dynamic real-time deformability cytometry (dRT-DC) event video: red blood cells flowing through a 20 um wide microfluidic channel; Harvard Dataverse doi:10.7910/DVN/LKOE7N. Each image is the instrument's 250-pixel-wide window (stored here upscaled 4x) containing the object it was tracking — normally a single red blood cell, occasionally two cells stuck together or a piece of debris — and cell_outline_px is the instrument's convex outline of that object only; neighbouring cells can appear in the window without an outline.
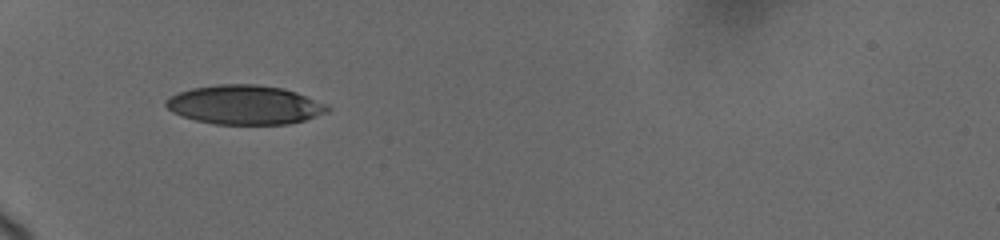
{"species": "human", "species_latin": "Homo sapiens", "temperature_condition": "cold", "stored_images_in_passage": 43, "camera_frame_rate_fps": 3000, "um_per_image_px": 0.085, "donor": {"sex": "female"}, "frame": {"image": 1, "passage_image": 1, "time_ms": 0.0, "image_size_px": [1000, 240], "cell_outline_px": [[332, 108], [328, 112], [304, 120], [288, 124], [216, 124], [196, 120], [172, 112], [164, 104], [172, 96], [180, 92], [192, 88], [220, 84], [256, 84], [284, 88], [296, 92], [324, 104]], "centroid_in_image_um": [20.82, 8.91], "position_along_channel_um": 64.2, "area_um2": 36.47}}
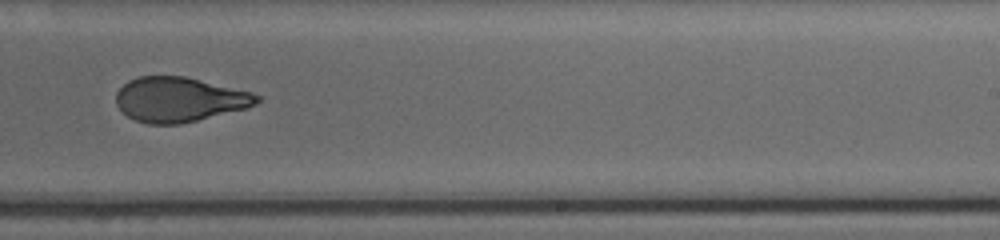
{"frame": {"image": 2, "passage_image": 25, "time_ms": 6.0, "image_size_px": [1000, 240], "cell_outline_px": [[260, 100], [256, 104], [248, 108], [180, 124], [148, 124], [136, 120], [128, 116], [116, 104], [116, 92], [128, 80], [140, 76], [184, 76], [252, 92], [260, 96]], "centroid_in_image_um": [15.25, 8.45], "position_along_channel_um": 273.8, "area_um2": 36.59}}
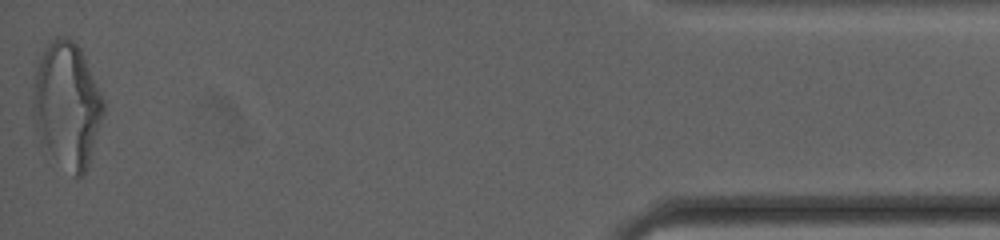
{"frame": {"image": 3, "passage_image": 43, "time_ms": 12.0, "image_size_px": [1000, 240], "cell_outline_px": [[104, 112], [88, 168], [84, 176], [72, 176], [40, 140], [36, 132], [32, 112], [32, 88], [36, 68], [40, 56], [44, 48], [56, 36], [68, 36], [80, 48], [104, 100]], "centroid_in_image_um": [5.68, 8.91], "position_along_channel_um": 429.5, "area_um2": 51.62}, "authors_computed_cell_mechanics": {"area_um2": 37.7434, "velocity_mm_per_s": 3.7051, "shape_relaxation_time_tau1_ms": 6.2584, "shape_relaxation_time_tau2_ms": 1.5104, "deformation_change_tau1": 0.1968, "deformation_change_tau2": 0.0884}}